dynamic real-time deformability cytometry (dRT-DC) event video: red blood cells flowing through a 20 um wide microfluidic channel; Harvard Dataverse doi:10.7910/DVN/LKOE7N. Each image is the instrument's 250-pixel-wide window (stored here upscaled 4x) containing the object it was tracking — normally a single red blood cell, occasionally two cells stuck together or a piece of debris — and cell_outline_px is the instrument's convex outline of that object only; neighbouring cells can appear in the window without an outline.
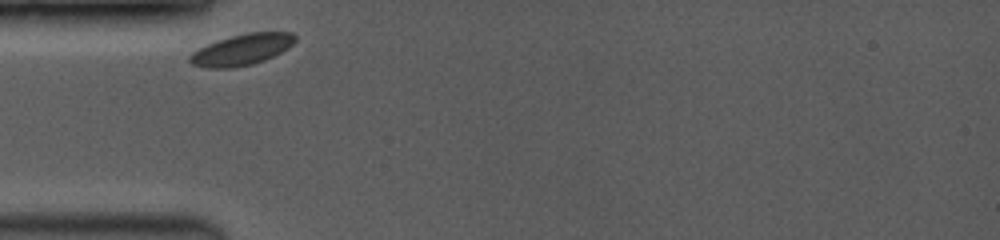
{"species": "common noctule bat (a hibernating species)", "species_latin": "Nyctalus noctula", "temperature_condition": "room temperature", "stored_images_in_passage": 28, "camera_frame_rate_fps": 3500, "um_per_image_px": 0.085, "animal": {"sex": "female", "body_mass_g": 19.0, "forearm_length_mm": 53.3}, "frame": {"image": 1, "passage_image": 1, "time_ms": 0.0, "image_size_px": [1000, 240], "cell_outline_px": [[296, 40], [288, 48], [264, 60], [252, 64], [232, 68], [208, 68], [192, 64], [188, 60], [188, 56], [192, 52], [208, 44], [232, 36], [248, 32], [292, 32], [296, 36]], "centroid_in_image_um": [20.56, 4.22], "position_along_channel_um": 64.4, "area_um2": 18.9}}
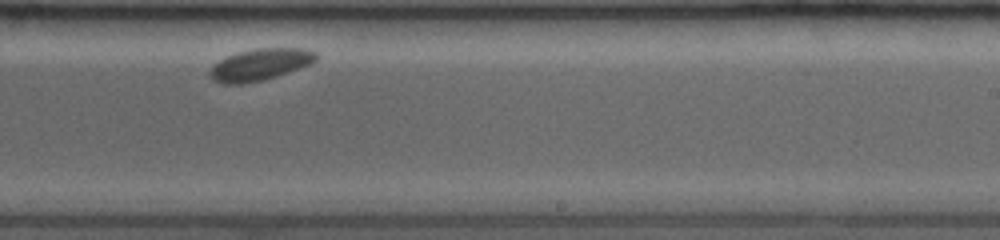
{"frame": {"image": 2, "passage_image": 16, "time_ms": 5.714, "image_size_px": [1000, 240], "cell_outline_px": [[316, 60], [300, 68], [264, 80], [244, 84], [224, 84], [212, 80], [208, 76], [208, 72], [212, 64], [236, 52], [256, 48], [304, 48], [316, 52]], "centroid_in_image_um": [22.04, 5.49], "position_along_channel_um": 267.0, "area_um2": 19.77}}
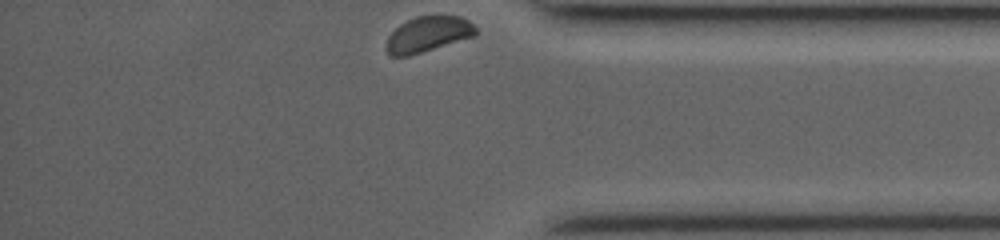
{"frame": {"image": 3, "passage_image": 28, "time_ms": 9.429, "image_size_px": [1000, 240], "cell_outline_px": [[476, 36], [408, 56], [392, 56], [388, 52], [388, 36], [400, 24], [416, 16], [460, 16], [468, 20], [476, 28]], "centroid_in_image_um": [36.41, 2.9], "position_along_channel_um": 398.8, "area_um2": 18.21}}